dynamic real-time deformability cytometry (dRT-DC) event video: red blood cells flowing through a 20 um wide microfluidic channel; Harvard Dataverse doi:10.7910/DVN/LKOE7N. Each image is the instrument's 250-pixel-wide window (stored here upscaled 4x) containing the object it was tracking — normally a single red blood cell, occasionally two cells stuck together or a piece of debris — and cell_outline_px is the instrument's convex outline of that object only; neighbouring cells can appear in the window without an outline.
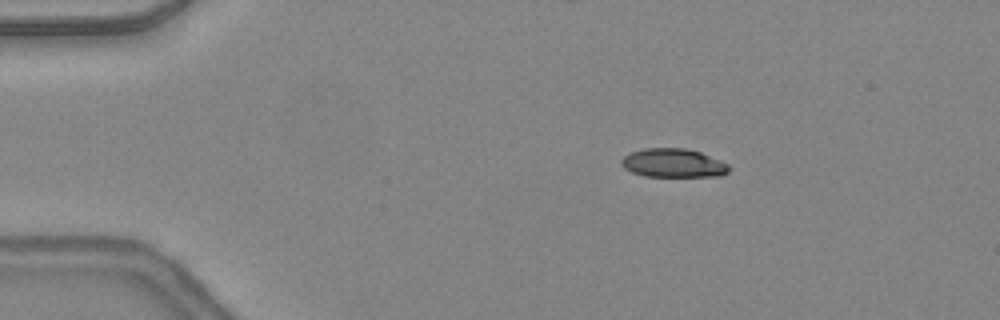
{"species": "common noctule bat (a hibernating species)", "species_latin": "Nyctalus noctula", "temperature_condition": "warm", "stored_images_in_passage": 43, "camera_frame_rate_fps": 3000, "um_per_image_px": 0.085, "animal": {"sex": "female", "body_mass_g": 24.6, "forearm_length_mm": 56.2}, "frame": {"image": 1, "passage_image": 4, "time_ms": 1.0, "image_size_px": [1000, 320], "cell_outline_px": [[728, 172], [720, 176], [644, 176], [632, 172], [624, 168], [620, 164], [620, 160], [624, 156], [632, 152], [644, 148], [684, 148], [700, 152], [720, 160], [728, 164]], "centroid_in_image_um": [57.2, 13.86], "position_along_channel_um": 27.8, "area_um2": 17.92}}
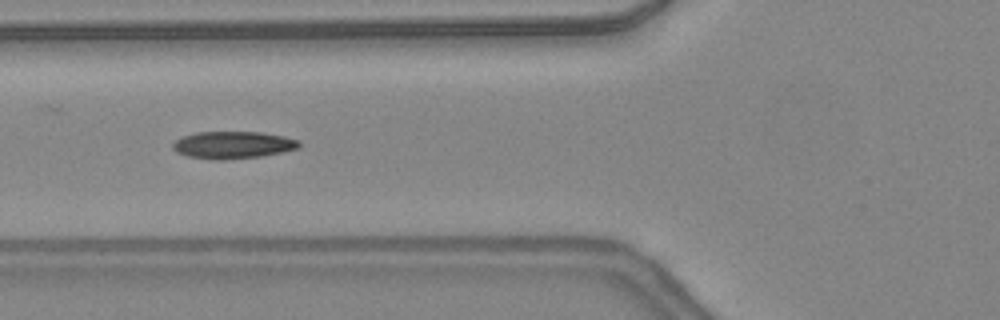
{"frame": {"image": 2, "passage_image": 14, "time_ms": 4.333, "image_size_px": [1000, 320], "cell_outline_px": [[300, 144], [296, 148], [280, 152], [260, 156], [224, 160], [212, 160], [188, 156], [176, 152], [172, 148], [172, 144], [176, 140], [184, 136], [196, 132], [260, 132], [284, 136], [300, 140]], "centroid_in_image_um": [19.76, 12.32], "position_along_channel_um": 106.0, "area_um2": 19.94}}
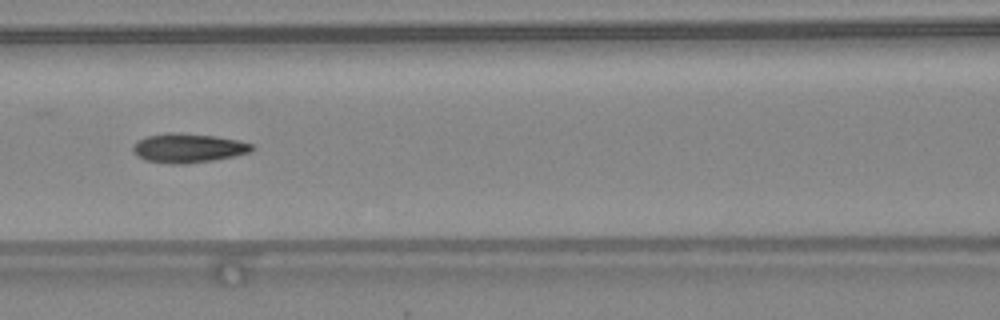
{"frame": {"image": 3, "passage_image": 17, "time_ms": 5.333, "image_size_px": [1000, 320], "cell_outline_px": [[252, 152], [212, 160], [184, 164], [176, 164], [144, 160], [136, 156], [132, 152], [132, 148], [136, 140], [148, 136], [168, 132], [176, 132], [216, 136], [236, 140], [252, 144]], "centroid_in_image_um": [15.93, 12.58], "position_along_channel_um": 150.7, "area_um2": 20.17}, "authors_computed_cell_mechanics": {"area_um2": 19.3052, "velocity_mm_per_s": 4.3993, "shape_relaxation_time_tau1_ms": null, "shape_relaxation_time_tau2_ms": 1.9447, "deformation_change_tau1": null, "deformation_change_tau2": 0.0944}}